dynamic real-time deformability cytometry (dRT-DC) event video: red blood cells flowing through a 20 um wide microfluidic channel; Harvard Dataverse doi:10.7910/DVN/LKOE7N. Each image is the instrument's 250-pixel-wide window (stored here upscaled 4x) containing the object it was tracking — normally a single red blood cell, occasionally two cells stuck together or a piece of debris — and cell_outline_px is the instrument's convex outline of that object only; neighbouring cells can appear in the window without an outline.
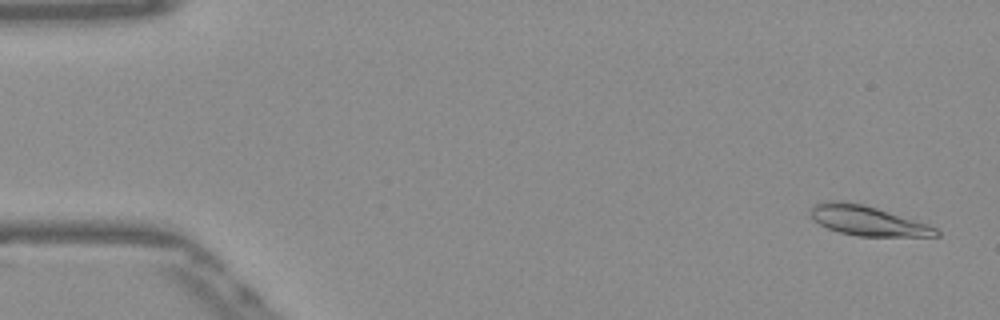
{"species": "Egyptian fruit bat (a non-hibernating species)", "species_latin": "Rousettus aegyptiacus", "temperature_condition": "warm", "stored_images_in_passage": 52, "camera_frame_rate_fps": 3000, "um_per_image_px": 0.085, "frame": {"image": 1, "passage_image": 2, "time_ms": 0.333, "image_size_px": [1000, 320], "cell_outline_px": [[940, 236], [856, 236], [840, 232], [828, 228], [820, 224], [808, 216], [808, 212], [816, 204], [824, 200], [844, 200], [864, 204], [928, 224], [936, 228], [940, 232]], "centroid_in_image_um": [73.69, 18.74], "position_along_channel_um": 11.3, "area_um2": 21.91}}
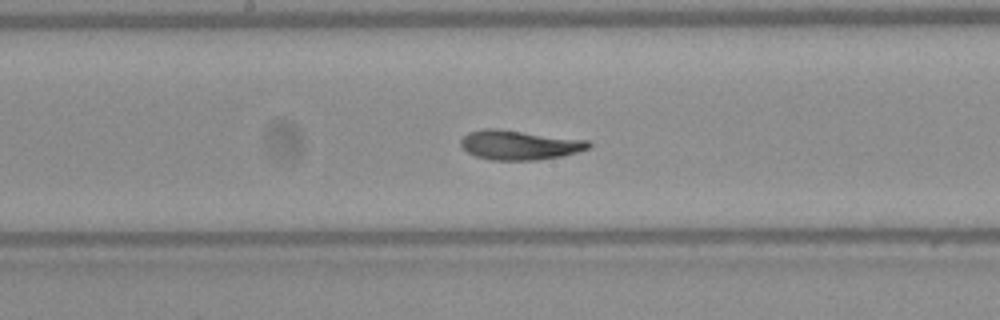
{"frame": {"image": 2, "passage_image": 27, "time_ms": 8.667, "image_size_px": [1000, 320], "cell_outline_px": [[592, 148], [560, 156], [536, 160], [492, 160], [476, 156], [468, 152], [460, 144], [460, 140], [468, 132], [484, 128], [496, 128], [588, 140], [592, 144]], "centroid_in_image_um": [44.15, 12.31], "position_along_channel_um": 204.0, "area_um2": 21.96}}
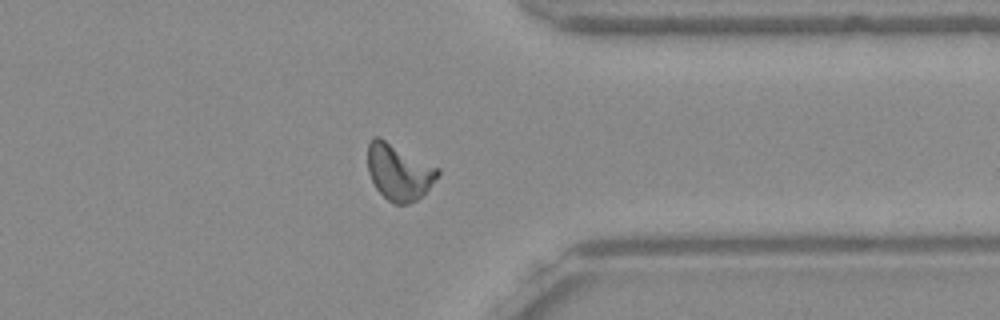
{"frame": {"image": 3, "passage_image": 41, "time_ms": 13.333, "image_size_px": [1000, 320], "cell_outline_px": [[440, 176], [416, 200], [408, 204], [396, 204], [388, 200], [376, 188], [368, 172], [368, 144], [372, 136], [380, 136], [440, 168]], "centroid_in_image_um": [33.91, 14.58], "position_along_channel_um": 377.5, "area_um2": 23.06}, "authors_computed_cell_mechanics": {"area_um2": 21.7617, "velocity_mm_per_s": 3.8519, "shape_relaxation_time_tau1_ms": 4.2433, "shape_relaxation_time_tau2_ms": 1.7954, "deformation_change_tau1": 0.1763, "deformation_change_tau2": 0.0876}}